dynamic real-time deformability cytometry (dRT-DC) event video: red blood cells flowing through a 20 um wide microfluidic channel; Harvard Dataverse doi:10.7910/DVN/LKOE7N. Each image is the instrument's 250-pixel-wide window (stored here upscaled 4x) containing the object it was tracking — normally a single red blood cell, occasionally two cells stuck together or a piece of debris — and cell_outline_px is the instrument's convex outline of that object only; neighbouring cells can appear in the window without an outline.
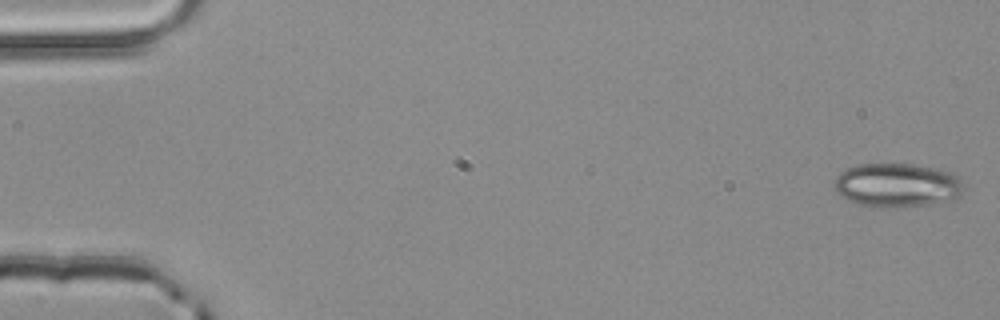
{"species": "common noctule bat (a hibernating species)", "species_latin": "Nyctalus noctula", "temperature_condition": "room temperature", "stored_images_in_passage": 4, "camera_frame_rate_fps": 3000, "um_per_image_px": 0.085, "animal": {"sex": "male", "body_mass_g": 20.4}, "frame": {"image": 1, "passage_image": 1, "time_ms": 0.0, "image_size_px": [1000, 320], "cell_outline_px": [[964, 188], [960, 196], [956, 200], [928, 204], [860, 204], [848, 200], [840, 196], [836, 192], [836, 176], [840, 172], [856, 164], [912, 164], [936, 168], [948, 172], [956, 176], [964, 184]], "centroid_in_image_um": [76.29, 15.69], "position_along_channel_um": 8.7, "area_um2": 32.14}}